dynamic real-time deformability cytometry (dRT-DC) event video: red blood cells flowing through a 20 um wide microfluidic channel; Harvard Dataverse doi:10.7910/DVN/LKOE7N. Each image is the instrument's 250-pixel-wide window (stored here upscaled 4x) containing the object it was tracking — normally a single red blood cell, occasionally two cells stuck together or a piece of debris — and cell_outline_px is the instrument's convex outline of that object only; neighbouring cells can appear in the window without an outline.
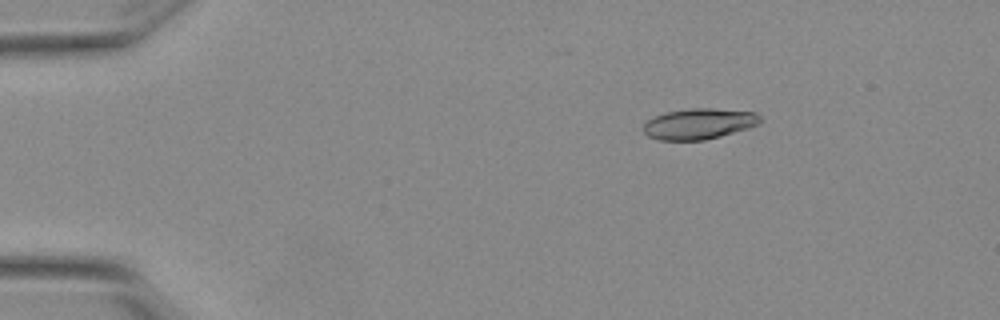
{"species": "Egyptian fruit bat (a non-hibernating species)", "species_latin": "Rousettus aegyptiacus", "temperature_condition": "warm", "stored_images_in_passage": 54, "camera_frame_rate_fps": 3000, "um_per_image_px": 0.085, "animal": {"sex": "female"}, "frame": {"image": 1, "passage_image": 9, "time_ms": 2.667, "image_size_px": [1000, 320], "cell_outline_px": [[760, 124], [748, 128], [720, 136], [704, 140], [660, 140], [648, 136], [644, 132], [644, 124], [648, 120], [664, 112], [688, 108], [712, 108], [756, 112], [760, 116]], "centroid_in_image_um": [59.42, 10.51], "position_along_channel_um": 25.6, "area_um2": 20.92}}
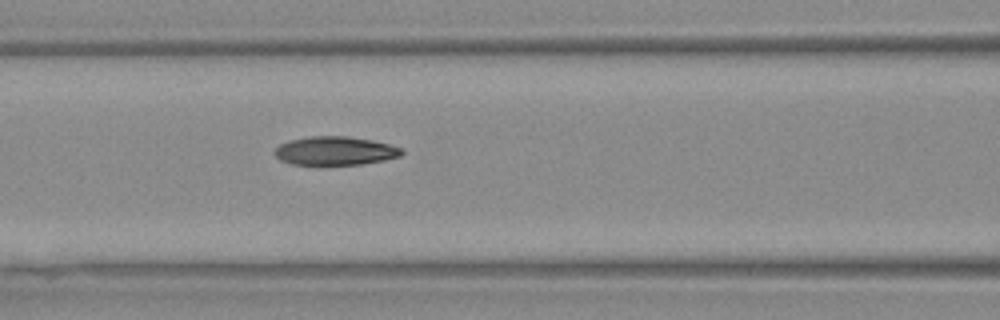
{"frame": {"image": 2, "passage_image": 24, "time_ms": 7.667, "image_size_px": [1000, 320], "cell_outline_px": [[404, 152], [400, 156], [384, 160], [360, 164], [292, 164], [280, 160], [272, 152], [280, 144], [288, 140], [308, 136], [348, 136], [372, 140], [388, 144], [400, 148]], "centroid_in_image_um": [28.45, 12.81], "position_along_channel_um": 138.2, "area_um2": 21.1}}
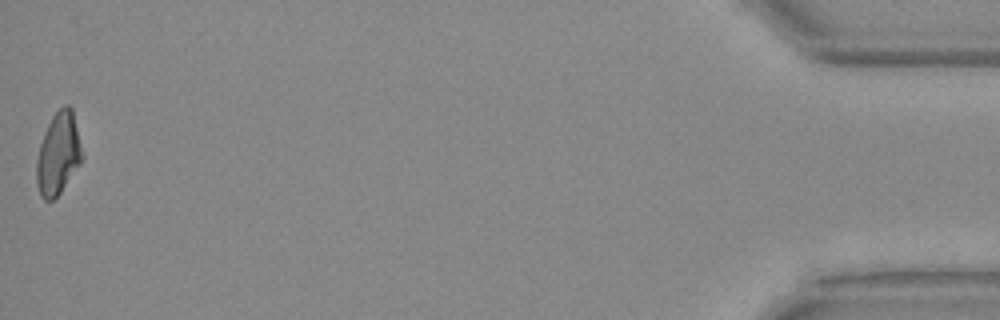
{"frame": {"image": 3, "passage_image": 54, "time_ms": 17.667, "image_size_px": [1000, 320], "cell_outline_px": [[84, 156], [80, 164], [60, 192], [52, 200], [44, 200], [40, 196], [36, 184], [36, 160], [40, 144], [44, 132], [52, 116], [64, 104], [68, 104], [72, 108]], "centroid_in_image_um": [4.95, 13.06], "position_along_channel_um": 430.3, "area_um2": 21.85}, "authors_computed_cell_mechanics": {"area_um2": 21.2993, "velocity_mm_per_s": 3.8448, "shape_relaxation_time_tau1_ms": 8.0949, "shape_relaxation_time_tau2_ms": 3.245, "deformation_change_tau1": 0.2243, "deformation_change_tau2": 0.0941}}